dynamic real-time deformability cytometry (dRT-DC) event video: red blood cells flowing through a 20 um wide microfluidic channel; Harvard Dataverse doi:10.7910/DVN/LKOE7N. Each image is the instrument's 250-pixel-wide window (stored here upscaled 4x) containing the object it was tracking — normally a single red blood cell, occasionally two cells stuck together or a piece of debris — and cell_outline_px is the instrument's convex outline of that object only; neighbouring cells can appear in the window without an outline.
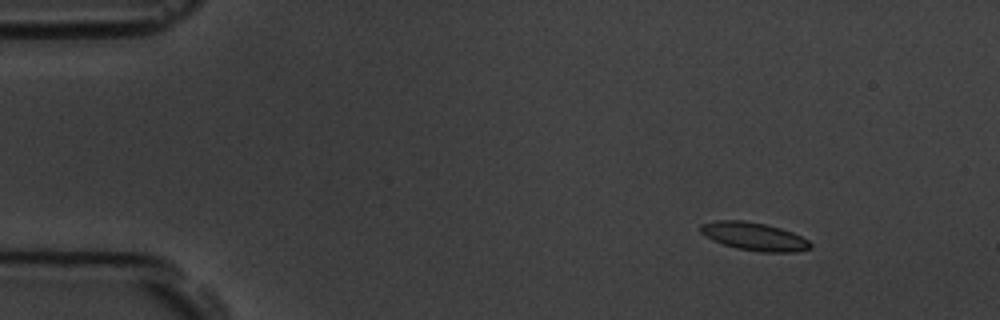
{"species": "common noctule bat (a hibernating species)", "species_latin": "Nyctalus noctula", "temperature_condition": "room temperature", "stored_images_in_passage": 5, "camera_frame_rate_fps": 3000, "um_per_image_px": 0.085, "animal": {"sex": "male", "body_mass_g": 19.5, "forearm_length_mm": 54.6}, "frame": {"image": 1, "passage_image": 1, "time_ms": 0.0, "image_size_px": [1000, 320], "cell_outline_px": [[812, 248], [796, 252], [760, 252], [736, 248], [712, 240], [704, 236], [700, 232], [700, 224], [716, 220], [744, 220], [764, 224], [780, 228], [792, 232], [808, 240], [812, 244]], "centroid_in_image_um": [64.09, 20.1], "position_along_channel_um": 20.9, "area_um2": 18.03}}
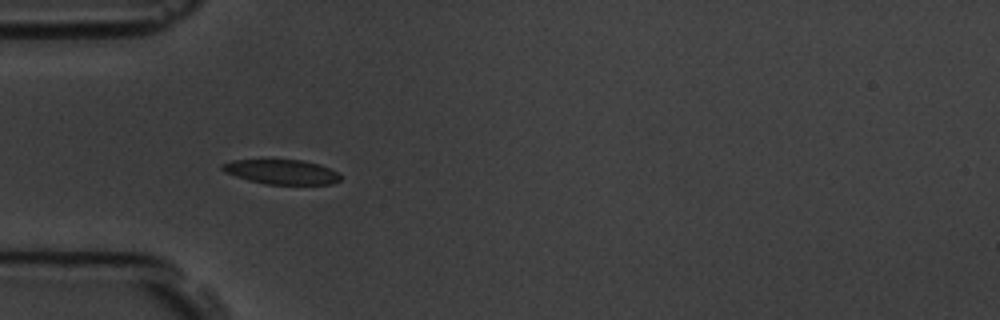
{"frame": {"image": 2, "passage_image": 4, "time_ms": 3.333, "image_size_px": [1000, 320], "cell_outline_px": [[340, 180], [332, 184], [264, 184], [248, 180], [224, 172], [220, 168], [220, 164], [232, 160], [304, 160], [320, 164], [336, 172], [340, 176]], "centroid_in_image_um": [23.9, 14.61], "position_along_channel_um": 61.1, "area_um2": 16.94}}
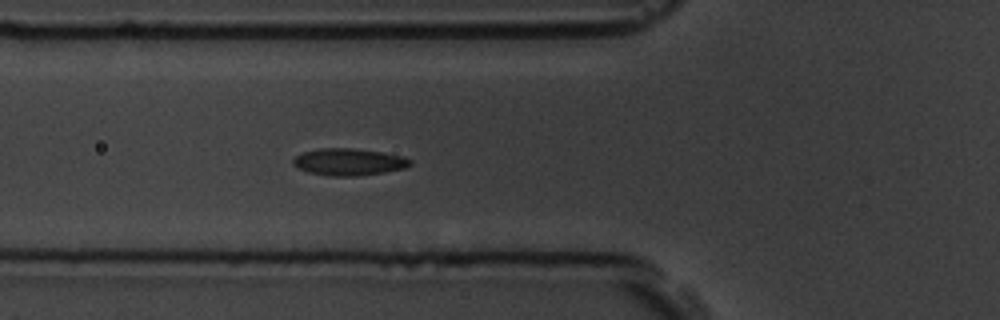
{"frame": {"image": 3, "passage_image": 5, "time_ms": 4.333, "image_size_px": [1000, 320], "cell_outline_px": [[412, 164], [404, 168], [384, 172], [356, 176], [328, 176], [308, 172], [296, 168], [292, 164], [292, 160], [296, 156], [304, 152], [320, 148], [348, 148], [380, 152], [400, 156], [412, 160]], "centroid_in_image_um": [29.6, 13.77], "position_along_channel_um": 96.2, "area_um2": 18.26}}